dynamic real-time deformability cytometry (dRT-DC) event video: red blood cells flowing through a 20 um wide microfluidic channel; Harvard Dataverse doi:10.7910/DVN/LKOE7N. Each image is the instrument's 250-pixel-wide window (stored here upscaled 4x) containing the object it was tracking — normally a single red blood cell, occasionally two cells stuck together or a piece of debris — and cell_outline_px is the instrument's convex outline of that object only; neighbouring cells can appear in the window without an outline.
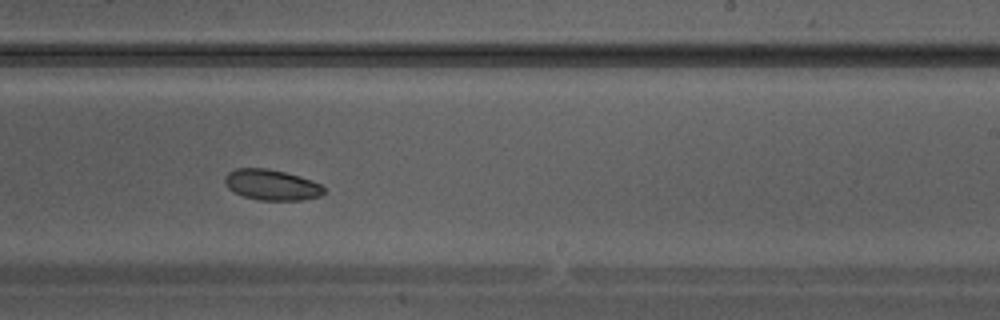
{"species": "Egyptian fruit bat (a non-hibernating species)", "species_latin": "Rousettus aegyptiacus", "temperature_condition": "warm", "stored_images_in_passage": 32, "camera_frame_rate_fps": 3000, "um_per_image_px": 0.085, "animal": {"sex": "male"}, "frame": {"image": 1, "passage_image": 19, "time_ms": 6.0, "image_size_px": [1000, 320], "cell_outline_px": [[324, 192], [320, 196], [300, 200], [260, 200], [244, 196], [228, 188], [224, 184], [224, 176], [228, 172], [236, 168], [268, 168], [300, 176], [320, 184], [324, 188]], "centroid_in_image_um": [23.06, 15.7], "position_along_channel_um": 265.9, "area_um2": 17.63}}